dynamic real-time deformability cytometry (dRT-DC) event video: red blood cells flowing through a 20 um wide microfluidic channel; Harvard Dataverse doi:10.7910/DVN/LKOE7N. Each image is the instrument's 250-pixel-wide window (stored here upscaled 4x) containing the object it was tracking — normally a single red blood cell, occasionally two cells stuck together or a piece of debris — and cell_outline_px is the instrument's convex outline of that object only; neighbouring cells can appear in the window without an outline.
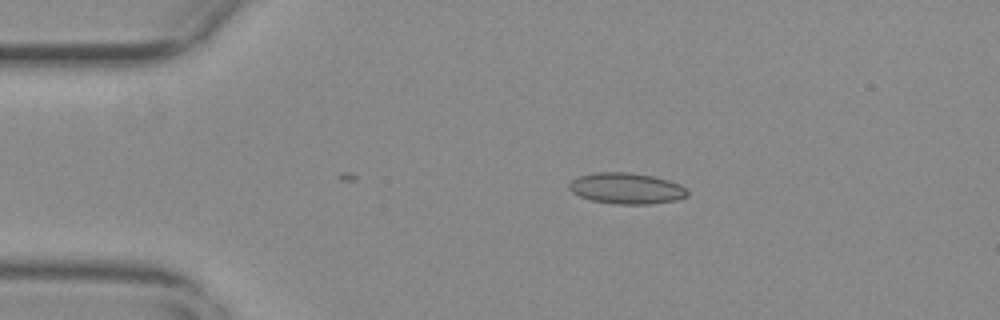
{"species": "common noctule bat (a hibernating species)", "species_latin": "Nyctalus noctula", "temperature_condition": "warm", "stored_images_in_passage": 42, "camera_frame_rate_fps": 3000, "um_per_image_px": 0.085, "animal": {"sex": "female", "body_mass_g": 29.2, "forearm_length_mm": 56.3}, "frame": {"image": 1, "passage_image": 1, "time_ms": 0.0, "image_size_px": [1000, 320], "cell_outline_px": [[688, 196], [676, 200], [648, 204], [616, 204], [592, 200], [580, 196], [572, 192], [568, 188], [568, 184], [576, 176], [596, 172], [628, 172], [656, 176], [680, 184], [688, 188]], "centroid_in_image_um": [53.26, 16.0], "position_along_channel_um": 31.7, "area_um2": 21.62}}
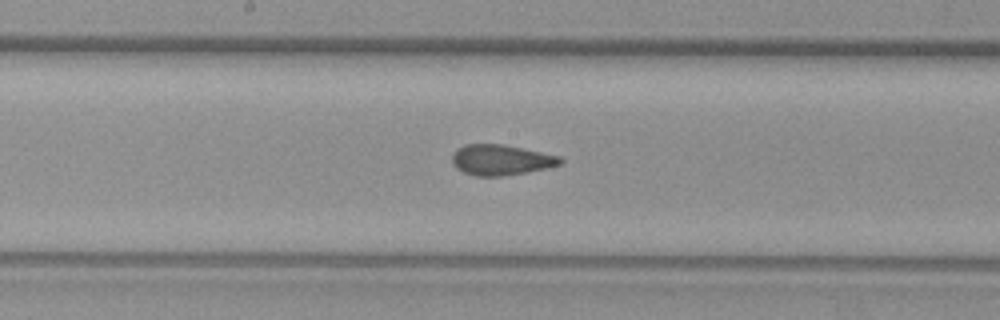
{"frame": {"image": 2, "passage_image": 19, "time_ms": 6.0, "image_size_px": [1000, 320], "cell_outline_px": [[564, 160], [560, 164], [548, 168], [504, 176], [476, 176], [464, 172], [456, 168], [452, 164], [452, 152], [456, 148], [464, 144], [504, 144], [524, 148], [560, 156]], "centroid_in_image_um": [42.56, 13.58], "position_along_channel_um": 205.6, "area_um2": 19.48}}
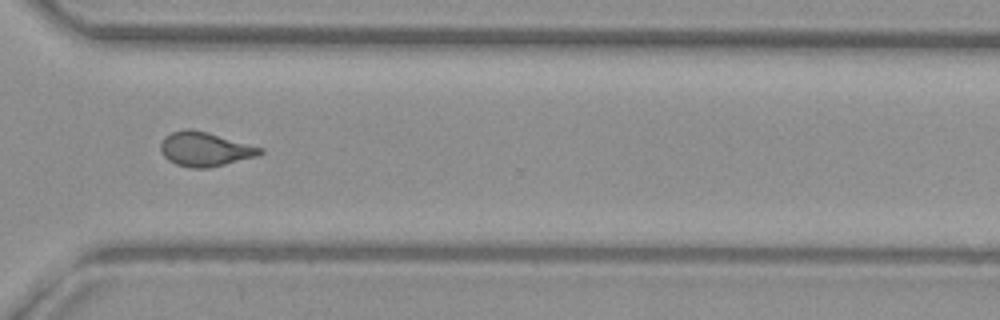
{"frame": {"image": 3, "passage_image": 31, "time_ms": 10.0, "image_size_px": [1000, 320], "cell_outline_px": [[264, 152], [260, 156], [208, 168], [188, 168], [176, 164], [168, 160], [160, 152], [160, 144], [164, 136], [172, 132], [184, 128], [188, 128], [208, 132], [264, 148]], "centroid_in_image_um": [17.43, 12.68], "position_along_channel_um": 353.2, "area_um2": 20.17}, "authors_computed_cell_mechanics": {"area_um2": 19.5364, "velocity_mm_per_s": 3.691, "shape_relaxation_time_tau1_ms": null, "shape_relaxation_time_tau2_ms": 1.1491, "deformation_change_tau1": null, "deformation_change_tau2": 0.066}}